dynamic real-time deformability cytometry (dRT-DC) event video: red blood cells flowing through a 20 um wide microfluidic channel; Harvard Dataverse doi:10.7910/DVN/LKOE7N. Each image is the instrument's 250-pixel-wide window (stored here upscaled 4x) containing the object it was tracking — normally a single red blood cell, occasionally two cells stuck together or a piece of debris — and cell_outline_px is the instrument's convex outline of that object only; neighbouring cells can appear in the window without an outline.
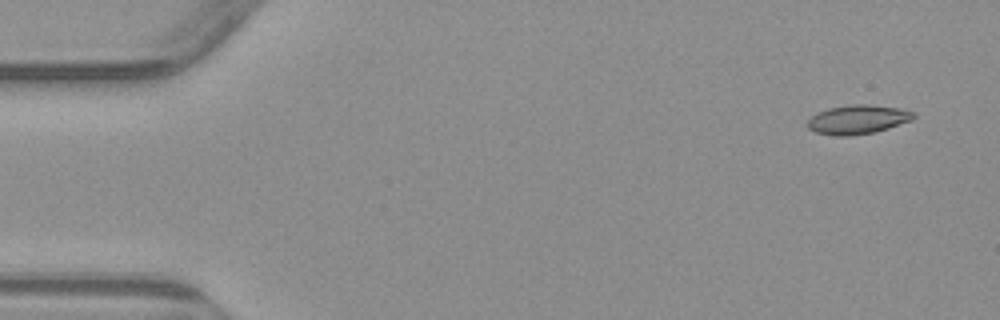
{"species": "common noctule bat (a hibernating species)", "species_latin": "Nyctalus noctula", "temperature_condition": "warm", "stored_images_in_passage": 3, "camera_frame_rate_fps": 3000, "um_per_image_px": 0.085, "animal": {"sex": "male", "body_mass_g": 23.1, "forearm_length_mm": 52.7}, "frame": {"image": 1, "passage_image": 1, "time_ms": 0.0, "image_size_px": [1000, 320], "cell_outline_px": [[916, 116], [912, 120], [888, 128], [872, 132], [848, 136], [836, 136], [816, 132], [808, 128], [808, 120], [812, 116], [828, 108], [848, 104], [868, 104], [900, 108], [912, 112]], "centroid_in_image_um": [72.91, 10.15], "position_along_channel_um": 12.1, "area_um2": 17.8}}